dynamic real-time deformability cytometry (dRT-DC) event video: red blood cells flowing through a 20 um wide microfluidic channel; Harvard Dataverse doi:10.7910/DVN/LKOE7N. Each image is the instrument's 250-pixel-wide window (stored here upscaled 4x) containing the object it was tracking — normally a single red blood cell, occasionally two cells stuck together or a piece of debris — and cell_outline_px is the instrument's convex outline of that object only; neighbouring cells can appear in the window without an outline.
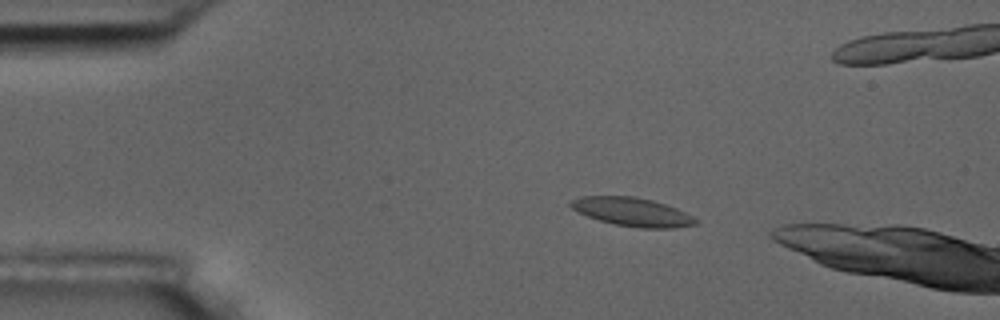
{"species": "common noctule bat (a hibernating species)", "species_latin": "Nyctalus noctula", "temperature_condition": "room temperature", "stored_images_in_passage": 7, "camera_frame_rate_fps": 3000, "um_per_image_px": 0.085, "animal": {"sex": "male", "body_mass_g": 17.5, "forearm_length_mm": 52.3}, "frame": {"image": 1, "passage_image": 1, "time_ms": 0.0, "image_size_px": [1000, 320], "cell_outline_px": [[696, 224], [672, 228], [640, 228], [616, 224], [600, 220], [588, 216], [572, 208], [568, 204], [572, 200], [580, 196], [632, 196], [652, 200], [676, 208], [692, 216], [696, 220]], "centroid_in_image_um": [53.72, 18.0], "position_along_channel_um": 31.3, "area_um2": 20.4}}
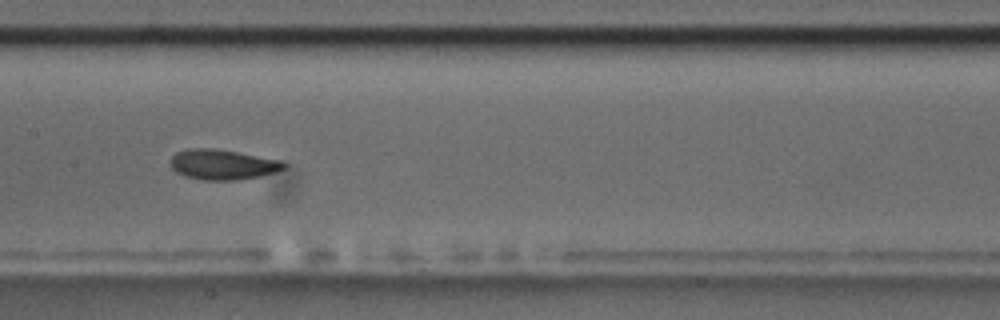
{"frame": {"image": 2, "passage_image": 6, "time_ms": 5.667, "image_size_px": [1000, 320], "cell_outline_px": [[288, 168], [260, 176], [236, 180], [200, 180], [184, 176], [176, 172], [172, 168], [172, 156], [176, 152], [188, 148], [216, 148], [280, 160], [288, 164]], "centroid_in_image_um": [18.94, 13.98], "position_along_channel_um": 188.5, "area_um2": 20.06}}
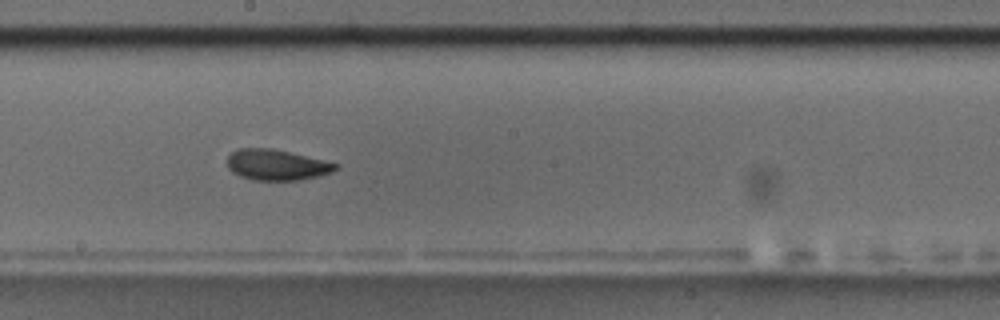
{"frame": {"image": 3, "passage_image": 7, "time_ms": 6.667, "image_size_px": [1000, 320], "cell_outline_px": [[340, 164], [332, 172], [320, 176], [300, 180], [252, 180], [240, 176], [232, 172], [228, 168], [228, 156], [236, 148], [272, 148]], "centroid_in_image_um": [23.5, 14.01], "position_along_channel_um": 224.7, "area_um2": 19.42}}